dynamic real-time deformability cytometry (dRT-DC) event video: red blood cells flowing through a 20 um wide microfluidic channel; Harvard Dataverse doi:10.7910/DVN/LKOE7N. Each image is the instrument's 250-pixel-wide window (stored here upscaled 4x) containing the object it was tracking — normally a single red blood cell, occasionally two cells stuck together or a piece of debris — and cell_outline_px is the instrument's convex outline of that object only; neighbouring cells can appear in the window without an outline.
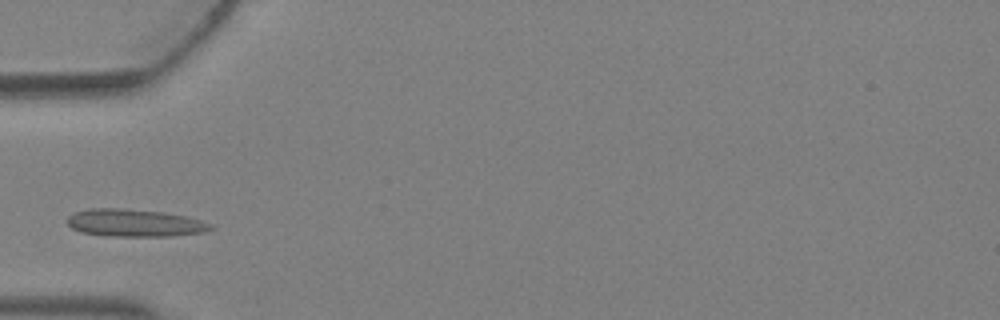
{"species": "Egyptian fruit bat (a non-hibernating species)", "species_latin": "Rousettus aegyptiacus", "temperature_condition": "warm", "stored_images_in_passage": 2, "camera_frame_rate_fps": 3000, "um_per_image_px": 0.085, "animal": {"sex": "female"}, "frame": {"image": 1, "passage_image": 2, "time_ms": 0.333, "image_size_px": [1000, 320], "cell_outline_px": [[216, 228], [208, 232], [172, 236], [108, 236], [80, 232], [72, 228], [68, 224], [68, 216], [76, 212], [88, 208], [120, 208], [164, 212], [184, 216], [200, 220], [212, 224]], "centroid_in_image_um": [11.48, 18.95], "position_along_channel_um": 73.5, "area_um2": 23.12}}